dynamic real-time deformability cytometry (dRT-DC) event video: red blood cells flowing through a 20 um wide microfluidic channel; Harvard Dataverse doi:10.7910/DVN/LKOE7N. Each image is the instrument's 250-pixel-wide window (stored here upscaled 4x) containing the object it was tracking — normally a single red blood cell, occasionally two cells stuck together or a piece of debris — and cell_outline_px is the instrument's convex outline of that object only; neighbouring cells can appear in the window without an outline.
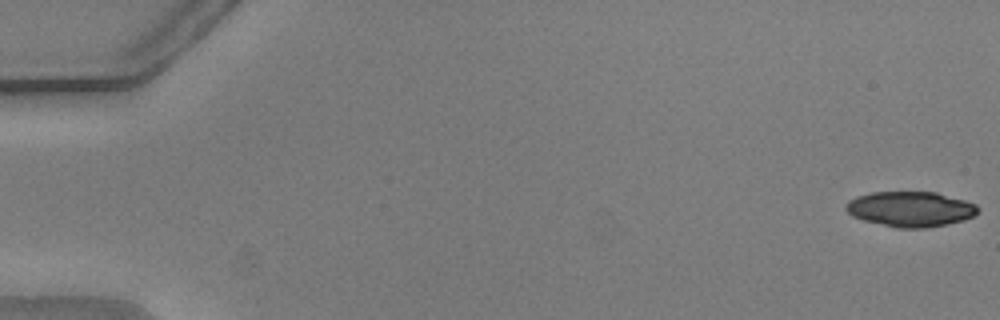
{"species": "common noctule bat (a hibernating species)", "species_latin": "Nyctalus noctula", "temperature_condition": "warm", "stored_images_in_passage": 54, "camera_frame_rate_fps": 3000, "um_per_image_px": 0.085, "animal": {"sex": "male", "body_mass_g": 20.5, "forearm_length_mm": 52.5}, "frame": {"image": 1, "passage_image": 1, "time_ms": 0.0, "image_size_px": [1000, 320], "cell_outline_px": [[980, 208], [972, 216], [964, 220], [948, 224], [928, 228], [896, 228], [864, 220], [852, 216], [844, 208], [848, 200], [856, 196], [872, 192], [936, 192], [964, 200], [976, 204]], "centroid_in_image_um": [77.37, 17.77], "position_along_channel_um": 7.6, "area_um2": 27.17}}
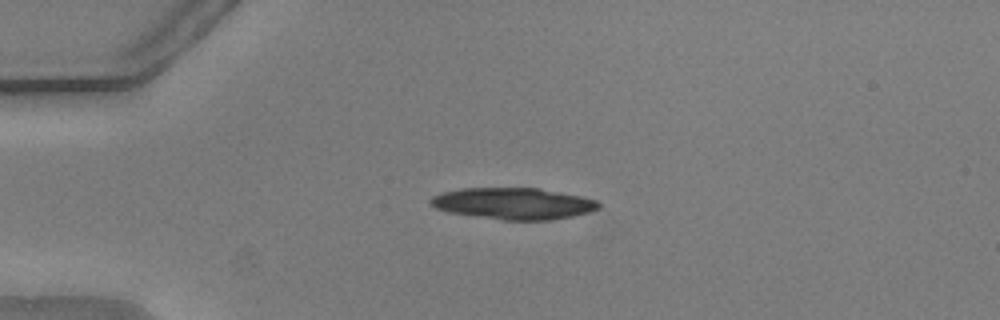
{"frame": {"image": 2, "passage_image": 14, "time_ms": 4.333, "image_size_px": [1000, 320], "cell_outline_px": [[600, 208], [588, 212], [572, 216], [552, 220], [500, 220], [448, 212], [436, 208], [428, 204], [428, 200], [432, 196], [440, 192], [460, 188], [536, 188], [580, 196], [596, 200], [600, 204]], "centroid_in_image_um": [43.57, 17.3], "position_along_channel_um": 41.4, "area_um2": 30.98}}